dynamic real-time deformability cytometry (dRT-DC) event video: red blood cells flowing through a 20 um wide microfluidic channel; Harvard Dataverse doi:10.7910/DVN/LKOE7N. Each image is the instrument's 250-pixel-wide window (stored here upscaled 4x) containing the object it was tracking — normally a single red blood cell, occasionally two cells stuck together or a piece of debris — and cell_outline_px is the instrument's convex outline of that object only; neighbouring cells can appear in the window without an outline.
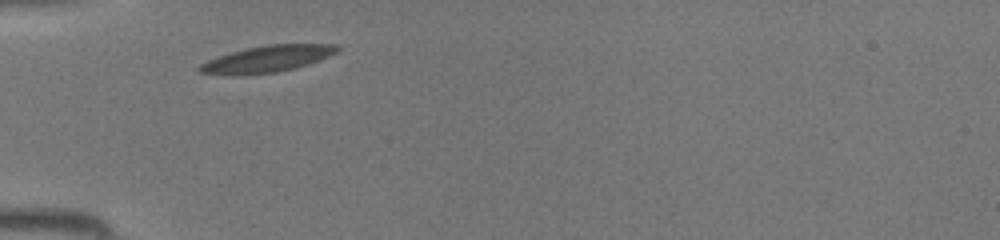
{"species": "common noctule bat (a hibernating species)", "species_latin": "Nyctalus noctula", "temperature_condition": "room temperature", "stored_images_in_passage": 31, "camera_frame_rate_fps": 3000, "um_per_image_px": 0.085, "animal": {"sex": "female", "body_mass_g": 19.5, "forearm_length_mm": 54.1}, "frame": {"image": 1, "passage_image": 1, "time_ms": 0.0, "image_size_px": [1000, 240], "cell_outline_px": [[340, 48], [336, 52], [328, 56], [308, 64], [276, 72], [232, 76], [196, 72], [196, 68], [200, 64], [208, 60], [232, 52], [248, 48], [268, 44], [336, 44]], "centroid_in_image_um": [22.65, 5.02], "position_along_channel_um": 62.3, "area_um2": 21.15}}
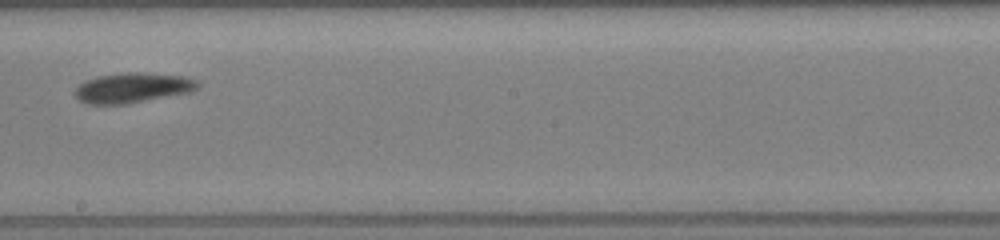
{"frame": {"image": 2, "passage_image": 13, "time_ms": 4.0, "image_size_px": [1000, 240], "cell_outline_px": [[200, 88], [192, 92], [128, 104], [88, 104], [80, 100], [72, 92], [84, 80], [96, 76], [128, 72], [144, 72], [184, 76], [196, 80], [200, 84]], "centroid_in_image_um": [11.3, 7.46], "position_along_channel_um": 236.9, "area_um2": 21.85}}
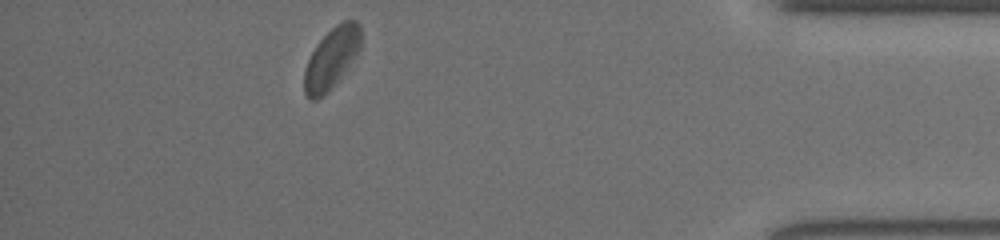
{"frame": {"image": 3, "passage_image": 27, "time_ms": 8.667, "image_size_px": [1000, 240], "cell_outline_px": [[360, 48], [340, 76], [328, 92], [324, 96], [316, 100], [312, 100], [304, 92], [304, 72], [308, 60], [316, 44], [336, 24], [344, 20], [356, 20], [360, 24]], "centroid_in_image_um": [28.16, 4.94], "position_along_channel_um": 407.0, "area_um2": 19.59}}